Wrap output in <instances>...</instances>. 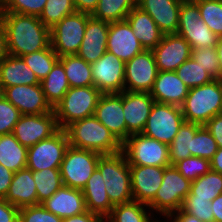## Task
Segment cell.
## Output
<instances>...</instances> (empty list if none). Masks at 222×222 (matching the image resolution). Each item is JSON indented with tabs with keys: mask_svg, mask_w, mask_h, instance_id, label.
<instances>
[{
	"mask_svg": "<svg viewBox=\"0 0 222 222\" xmlns=\"http://www.w3.org/2000/svg\"><path fill=\"white\" fill-rule=\"evenodd\" d=\"M6 35L0 22V63L7 57Z\"/></svg>",
	"mask_w": 222,
	"mask_h": 222,
	"instance_id": "obj_57",
	"label": "cell"
},
{
	"mask_svg": "<svg viewBox=\"0 0 222 222\" xmlns=\"http://www.w3.org/2000/svg\"><path fill=\"white\" fill-rule=\"evenodd\" d=\"M167 219L170 222H201L198 218L183 212L181 209L170 215Z\"/></svg>",
	"mask_w": 222,
	"mask_h": 222,
	"instance_id": "obj_54",
	"label": "cell"
},
{
	"mask_svg": "<svg viewBox=\"0 0 222 222\" xmlns=\"http://www.w3.org/2000/svg\"><path fill=\"white\" fill-rule=\"evenodd\" d=\"M107 39V51L125 63L145 50L127 20L111 22Z\"/></svg>",
	"mask_w": 222,
	"mask_h": 222,
	"instance_id": "obj_21",
	"label": "cell"
},
{
	"mask_svg": "<svg viewBox=\"0 0 222 222\" xmlns=\"http://www.w3.org/2000/svg\"><path fill=\"white\" fill-rule=\"evenodd\" d=\"M184 121L181 107L154 102L142 134L170 145Z\"/></svg>",
	"mask_w": 222,
	"mask_h": 222,
	"instance_id": "obj_10",
	"label": "cell"
},
{
	"mask_svg": "<svg viewBox=\"0 0 222 222\" xmlns=\"http://www.w3.org/2000/svg\"><path fill=\"white\" fill-rule=\"evenodd\" d=\"M99 0H74L76 12L92 14Z\"/></svg>",
	"mask_w": 222,
	"mask_h": 222,
	"instance_id": "obj_53",
	"label": "cell"
},
{
	"mask_svg": "<svg viewBox=\"0 0 222 222\" xmlns=\"http://www.w3.org/2000/svg\"><path fill=\"white\" fill-rule=\"evenodd\" d=\"M186 122L205 125L222 112V80L214 79L201 86L190 88L181 106Z\"/></svg>",
	"mask_w": 222,
	"mask_h": 222,
	"instance_id": "obj_3",
	"label": "cell"
},
{
	"mask_svg": "<svg viewBox=\"0 0 222 222\" xmlns=\"http://www.w3.org/2000/svg\"><path fill=\"white\" fill-rule=\"evenodd\" d=\"M154 102V98L148 92L123 91L126 139L130 135L143 132Z\"/></svg>",
	"mask_w": 222,
	"mask_h": 222,
	"instance_id": "obj_18",
	"label": "cell"
},
{
	"mask_svg": "<svg viewBox=\"0 0 222 222\" xmlns=\"http://www.w3.org/2000/svg\"><path fill=\"white\" fill-rule=\"evenodd\" d=\"M154 220V214L148 205L131 201L115 205L112 208L111 214L105 219V222H153Z\"/></svg>",
	"mask_w": 222,
	"mask_h": 222,
	"instance_id": "obj_34",
	"label": "cell"
},
{
	"mask_svg": "<svg viewBox=\"0 0 222 222\" xmlns=\"http://www.w3.org/2000/svg\"><path fill=\"white\" fill-rule=\"evenodd\" d=\"M211 208L213 210L214 222H222V194H219L211 201Z\"/></svg>",
	"mask_w": 222,
	"mask_h": 222,
	"instance_id": "obj_55",
	"label": "cell"
},
{
	"mask_svg": "<svg viewBox=\"0 0 222 222\" xmlns=\"http://www.w3.org/2000/svg\"><path fill=\"white\" fill-rule=\"evenodd\" d=\"M35 181L38 204L50 198L53 193L63 186L60 168L32 171Z\"/></svg>",
	"mask_w": 222,
	"mask_h": 222,
	"instance_id": "obj_37",
	"label": "cell"
},
{
	"mask_svg": "<svg viewBox=\"0 0 222 222\" xmlns=\"http://www.w3.org/2000/svg\"><path fill=\"white\" fill-rule=\"evenodd\" d=\"M153 222H166V221H161V220L155 219ZM167 222H170V220L168 221V219H167Z\"/></svg>",
	"mask_w": 222,
	"mask_h": 222,
	"instance_id": "obj_60",
	"label": "cell"
},
{
	"mask_svg": "<svg viewBox=\"0 0 222 222\" xmlns=\"http://www.w3.org/2000/svg\"><path fill=\"white\" fill-rule=\"evenodd\" d=\"M0 222H19V208L0 198Z\"/></svg>",
	"mask_w": 222,
	"mask_h": 222,
	"instance_id": "obj_49",
	"label": "cell"
},
{
	"mask_svg": "<svg viewBox=\"0 0 222 222\" xmlns=\"http://www.w3.org/2000/svg\"><path fill=\"white\" fill-rule=\"evenodd\" d=\"M181 210L198 218L201 222H214L210 201L202 199H184Z\"/></svg>",
	"mask_w": 222,
	"mask_h": 222,
	"instance_id": "obj_47",
	"label": "cell"
},
{
	"mask_svg": "<svg viewBox=\"0 0 222 222\" xmlns=\"http://www.w3.org/2000/svg\"><path fill=\"white\" fill-rule=\"evenodd\" d=\"M90 16L87 13L75 12L50 29L51 46L59 57L77 54Z\"/></svg>",
	"mask_w": 222,
	"mask_h": 222,
	"instance_id": "obj_9",
	"label": "cell"
},
{
	"mask_svg": "<svg viewBox=\"0 0 222 222\" xmlns=\"http://www.w3.org/2000/svg\"><path fill=\"white\" fill-rule=\"evenodd\" d=\"M158 69L152 50H144L125 63L124 91L150 92Z\"/></svg>",
	"mask_w": 222,
	"mask_h": 222,
	"instance_id": "obj_14",
	"label": "cell"
},
{
	"mask_svg": "<svg viewBox=\"0 0 222 222\" xmlns=\"http://www.w3.org/2000/svg\"><path fill=\"white\" fill-rule=\"evenodd\" d=\"M28 148L21 145L15 136L0 135V164L14 173L26 168Z\"/></svg>",
	"mask_w": 222,
	"mask_h": 222,
	"instance_id": "obj_30",
	"label": "cell"
},
{
	"mask_svg": "<svg viewBox=\"0 0 222 222\" xmlns=\"http://www.w3.org/2000/svg\"><path fill=\"white\" fill-rule=\"evenodd\" d=\"M13 175V171L0 164V198L6 197L12 182Z\"/></svg>",
	"mask_w": 222,
	"mask_h": 222,
	"instance_id": "obj_51",
	"label": "cell"
},
{
	"mask_svg": "<svg viewBox=\"0 0 222 222\" xmlns=\"http://www.w3.org/2000/svg\"><path fill=\"white\" fill-rule=\"evenodd\" d=\"M47 0H3L0 12H12L40 17Z\"/></svg>",
	"mask_w": 222,
	"mask_h": 222,
	"instance_id": "obj_44",
	"label": "cell"
},
{
	"mask_svg": "<svg viewBox=\"0 0 222 222\" xmlns=\"http://www.w3.org/2000/svg\"><path fill=\"white\" fill-rule=\"evenodd\" d=\"M70 87H86L93 85L91 64L77 55L59 57Z\"/></svg>",
	"mask_w": 222,
	"mask_h": 222,
	"instance_id": "obj_32",
	"label": "cell"
},
{
	"mask_svg": "<svg viewBox=\"0 0 222 222\" xmlns=\"http://www.w3.org/2000/svg\"><path fill=\"white\" fill-rule=\"evenodd\" d=\"M47 101L54 108L70 89L64 67L58 60L48 75L40 81Z\"/></svg>",
	"mask_w": 222,
	"mask_h": 222,
	"instance_id": "obj_31",
	"label": "cell"
},
{
	"mask_svg": "<svg viewBox=\"0 0 222 222\" xmlns=\"http://www.w3.org/2000/svg\"><path fill=\"white\" fill-rule=\"evenodd\" d=\"M122 152L124 153L128 165L139 166H170L169 145L159 142L145 135H130L122 143Z\"/></svg>",
	"mask_w": 222,
	"mask_h": 222,
	"instance_id": "obj_7",
	"label": "cell"
},
{
	"mask_svg": "<svg viewBox=\"0 0 222 222\" xmlns=\"http://www.w3.org/2000/svg\"><path fill=\"white\" fill-rule=\"evenodd\" d=\"M62 222H105V219L87 210L82 214L65 218Z\"/></svg>",
	"mask_w": 222,
	"mask_h": 222,
	"instance_id": "obj_52",
	"label": "cell"
},
{
	"mask_svg": "<svg viewBox=\"0 0 222 222\" xmlns=\"http://www.w3.org/2000/svg\"><path fill=\"white\" fill-rule=\"evenodd\" d=\"M137 0H99L92 17L109 23L126 20Z\"/></svg>",
	"mask_w": 222,
	"mask_h": 222,
	"instance_id": "obj_36",
	"label": "cell"
},
{
	"mask_svg": "<svg viewBox=\"0 0 222 222\" xmlns=\"http://www.w3.org/2000/svg\"><path fill=\"white\" fill-rule=\"evenodd\" d=\"M196 3L200 18L214 34L222 36V0H200Z\"/></svg>",
	"mask_w": 222,
	"mask_h": 222,
	"instance_id": "obj_41",
	"label": "cell"
},
{
	"mask_svg": "<svg viewBox=\"0 0 222 222\" xmlns=\"http://www.w3.org/2000/svg\"><path fill=\"white\" fill-rule=\"evenodd\" d=\"M75 12L74 0H47L39 19L51 29L64 17Z\"/></svg>",
	"mask_w": 222,
	"mask_h": 222,
	"instance_id": "obj_39",
	"label": "cell"
},
{
	"mask_svg": "<svg viewBox=\"0 0 222 222\" xmlns=\"http://www.w3.org/2000/svg\"><path fill=\"white\" fill-rule=\"evenodd\" d=\"M180 0H137V7L148 13L163 34H176Z\"/></svg>",
	"mask_w": 222,
	"mask_h": 222,
	"instance_id": "obj_23",
	"label": "cell"
},
{
	"mask_svg": "<svg viewBox=\"0 0 222 222\" xmlns=\"http://www.w3.org/2000/svg\"><path fill=\"white\" fill-rule=\"evenodd\" d=\"M105 188L100 170L96 168L82 190L86 209L104 219L111 214L112 208L114 207L110 202Z\"/></svg>",
	"mask_w": 222,
	"mask_h": 222,
	"instance_id": "obj_28",
	"label": "cell"
},
{
	"mask_svg": "<svg viewBox=\"0 0 222 222\" xmlns=\"http://www.w3.org/2000/svg\"><path fill=\"white\" fill-rule=\"evenodd\" d=\"M152 52L158 71H175L191 58L192 48L183 37L177 34H164Z\"/></svg>",
	"mask_w": 222,
	"mask_h": 222,
	"instance_id": "obj_17",
	"label": "cell"
},
{
	"mask_svg": "<svg viewBox=\"0 0 222 222\" xmlns=\"http://www.w3.org/2000/svg\"><path fill=\"white\" fill-rule=\"evenodd\" d=\"M178 77L190 89L211 82L214 78L192 58L183 62L176 70Z\"/></svg>",
	"mask_w": 222,
	"mask_h": 222,
	"instance_id": "obj_40",
	"label": "cell"
},
{
	"mask_svg": "<svg viewBox=\"0 0 222 222\" xmlns=\"http://www.w3.org/2000/svg\"><path fill=\"white\" fill-rule=\"evenodd\" d=\"M191 58L214 78L219 79V59L216 47L192 49Z\"/></svg>",
	"mask_w": 222,
	"mask_h": 222,
	"instance_id": "obj_45",
	"label": "cell"
},
{
	"mask_svg": "<svg viewBox=\"0 0 222 222\" xmlns=\"http://www.w3.org/2000/svg\"><path fill=\"white\" fill-rule=\"evenodd\" d=\"M21 115L20 111L0 93V135L12 133Z\"/></svg>",
	"mask_w": 222,
	"mask_h": 222,
	"instance_id": "obj_46",
	"label": "cell"
},
{
	"mask_svg": "<svg viewBox=\"0 0 222 222\" xmlns=\"http://www.w3.org/2000/svg\"><path fill=\"white\" fill-rule=\"evenodd\" d=\"M206 129L215 139L218 148L222 147V114L215 115L205 125Z\"/></svg>",
	"mask_w": 222,
	"mask_h": 222,
	"instance_id": "obj_50",
	"label": "cell"
},
{
	"mask_svg": "<svg viewBox=\"0 0 222 222\" xmlns=\"http://www.w3.org/2000/svg\"><path fill=\"white\" fill-rule=\"evenodd\" d=\"M70 146L101 155L122 151V144L94 115L69 124L65 129Z\"/></svg>",
	"mask_w": 222,
	"mask_h": 222,
	"instance_id": "obj_2",
	"label": "cell"
},
{
	"mask_svg": "<svg viewBox=\"0 0 222 222\" xmlns=\"http://www.w3.org/2000/svg\"><path fill=\"white\" fill-rule=\"evenodd\" d=\"M218 146L211 133L202 125L192 138L191 156L211 159L217 152Z\"/></svg>",
	"mask_w": 222,
	"mask_h": 222,
	"instance_id": "obj_42",
	"label": "cell"
},
{
	"mask_svg": "<svg viewBox=\"0 0 222 222\" xmlns=\"http://www.w3.org/2000/svg\"><path fill=\"white\" fill-rule=\"evenodd\" d=\"M201 126L202 125L197 123L183 122L172 143L169 145V159L171 165L191 157L192 138Z\"/></svg>",
	"mask_w": 222,
	"mask_h": 222,
	"instance_id": "obj_35",
	"label": "cell"
},
{
	"mask_svg": "<svg viewBox=\"0 0 222 222\" xmlns=\"http://www.w3.org/2000/svg\"><path fill=\"white\" fill-rule=\"evenodd\" d=\"M219 194H222V174L210 169L191 182L190 192L185 199H202L211 202Z\"/></svg>",
	"mask_w": 222,
	"mask_h": 222,
	"instance_id": "obj_33",
	"label": "cell"
},
{
	"mask_svg": "<svg viewBox=\"0 0 222 222\" xmlns=\"http://www.w3.org/2000/svg\"><path fill=\"white\" fill-rule=\"evenodd\" d=\"M93 86L102 94L121 93L125 84V62L106 51L91 64Z\"/></svg>",
	"mask_w": 222,
	"mask_h": 222,
	"instance_id": "obj_13",
	"label": "cell"
},
{
	"mask_svg": "<svg viewBox=\"0 0 222 222\" xmlns=\"http://www.w3.org/2000/svg\"><path fill=\"white\" fill-rule=\"evenodd\" d=\"M110 23L90 16L84 32V37L77 56L87 63L96 62L107 51V38Z\"/></svg>",
	"mask_w": 222,
	"mask_h": 222,
	"instance_id": "obj_22",
	"label": "cell"
},
{
	"mask_svg": "<svg viewBox=\"0 0 222 222\" xmlns=\"http://www.w3.org/2000/svg\"><path fill=\"white\" fill-rule=\"evenodd\" d=\"M102 93L93 85L70 87L63 98L53 108L59 129L69 124L93 116Z\"/></svg>",
	"mask_w": 222,
	"mask_h": 222,
	"instance_id": "obj_5",
	"label": "cell"
},
{
	"mask_svg": "<svg viewBox=\"0 0 222 222\" xmlns=\"http://www.w3.org/2000/svg\"><path fill=\"white\" fill-rule=\"evenodd\" d=\"M97 168L110 202L115 206L133 201L130 168L124 153L101 155Z\"/></svg>",
	"mask_w": 222,
	"mask_h": 222,
	"instance_id": "obj_4",
	"label": "cell"
},
{
	"mask_svg": "<svg viewBox=\"0 0 222 222\" xmlns=\"http://www.w3.org/2000/svg\"><path fill=\"white\" fill-rule=\"evenodd\" d=\"M0 22L9 55L21 57L46 49L51 44L50 29L37 16L0 12Z\"/></svg>",
	"mask_w": 222,
	"mask_h": 222,
	"instance_id": "obj_1",
	"label": "cell"
},
{
	"mask_svg": "<svg viewBox=\"0 0 222 222\" xmlns=\"http://www.w3.org/2000/svg\"><path fill=\"white\" fill-rule=\"evenodd\" d=\"M28 67L35 73L39 81L43 80L52 70L59 56L52 49L51 44L43 50L21 56Z\"/></svg>",
	"mask_w": 222,
	"mask_h": 222,
	"instance_id": "obj_38",
	"label": "cell"
},
{
	"mask_svg": "<svg viewBox=\"0 0 222 222\" xmlns=\"http://www.w3.org/2000/svg\"><path fill=\"white\" fill-rule=\"evenodd\" d=\"M191 182L175 167H165L163 180L155 198L148 204L152 212L160 214L166 219L181 209L182 204L190 192Z\"/></svg>",
	"mask_w": 222,
	"mask_h": 222,
	"instance_id": "obj_6",
	"label": "cell"
},
{
	"mask_svg": "<svg viewBox=\"0 0 222 222\" xmlns=\"http://www.w3.org/2000/svg\"><path fill=\"white\" fill-rule=\"evenodd\" d=\"M101 154L69 145L60 166L64 186L83 190L96 170Z\"/></svg>",
	"mask_w": 222,
	"mask_h": 222,
	"instance_id": "obj_8",
	"label": "cell"
},
{
	"mask_svg": "<svg viewBox=\"0 0 222 222\" xmlns=\"http://www.w3.org/2000/svg\"><path fill=\"white\" fill-rule=\"evenodd\" d=\"M189 88L175 71H158L150 95L155 102L181 107L188 95Z\"/></svg>",
	"mask_w": 222,
	"mask_h": 222,
	"instance_id": "obj_25",
	"label": "cell"
},
{
	"mask_svg": "<svg viewBox=\"0 0 222 222\" xmlns=\"http://www.w3.org/2000/svg\"><path fill=\"white\" fill-rule=\"evenodd\" d=\"M181 2H192V3H196L200 0H180Z\"/></svg>",
	"mask_w": 222,
	"mask_h": 222,
	"instance_id": "obj_59",
	"label": "cell"
},
{
	"mask_svg": "<svg viewBox=\"0 0 222 222\" xmlns=\"http://www.w3.org/2000/svg\"><path fill=\"white\" fill-rule=\"evenodd\" d=\"M4 199L17 208L38 205L36 185L31 169L26 167L14 173Z\"/></svg>",
	"mask_w": 222,
	"mask_h": 222,
	"instance_id": "obj_26",
	"label": "cell"
},
{
	"mask_svg": "<svg viewBox=\"0 0 222 222\" xmlns=\"http://www.w3.org/2000/svg\"><path fill=\"white\" fill-rule=\"evenodd\" d=\"M211 170L222 174V147L218 148L217 152L210 159Z\"/></svg>",
	"mask_w": 222,
	"mask_h": 222,
	"instance_id": "obj_56",
	"label": "cell"
},
{
	"mask_svg": "<svg viewBox=\"0 0 222 222\" xmlns=\"http://www.w3.org/2000/svg\"><path fill=\"white\" fill-rule=\"evenodd\" d=\"M133 201L148 205L161 186L165 167L129 165Z\"/></svg>",
	"mask_w": 222,
	"mask_h": 222,
	"instance_id": "obj_20",
	"label": "cell"
},
{
	"mask_svg": "<svg viewBox=\"0 0 222 222\" xmlns=\"http://www.w3.org/2000/svg\"><path fill=\"white\" fill-rule=\"evenodd\" d=\"M94 116L109 129L121 144L126 140L123 91L121 93L102 94Z\"/></svg>",
	"mask_w": 222,
	"mask_h": 222,
	"instance_id": "obj_19",
	"label": "cell"
},
{
	"mask_svg": "<svg viewBox=\"0 0 222 222\" xmlns=\"http://www.w3.org/2000/svg\"><path fill=\"white\" fill-rule=\"evenodd\" d=\"M41 205L61 219L76 216L87 211L83 191L62 186Z\"/></svg>",
	"mask_w": 222,
	"mask_h": 222,
	"instance_id": "obj_24",
	"label": "cell"
},
{
	"mask_svg": "<svg viewBox=\"0 0 222 222\" xmlns=\"http://www.w3.org/2000/svg\"><path fill=\"white\" fill-rule=\"evenodd\" d=\"M35 84L40 81L22 57L8 54L0 63V92L6 87Z\"/></svg>",
	"mask_w": 222,
	"mask_h": 222,
	"instance_id": "obj_27",
	"label": "cell"
},
{
	"mask_svg": "<svg viewBox=\"0 0 222 222\" xmlns=\"http://www.w3.org/2000/svg\"><path fill=\"white\" fill-rule=\"evenodd\" d=\"M1 94L13 104L22 115H41L54 112L47 101L41 84L15 85L6 87Z\"/></svg>",
	"mask_w": 222,
	"mask_h": 222,
	"instance_id": "obj_16",
	"label": "cell"
},
{
	"mask_svg": "<svg viewBox=\"0 0 222 222\" xmlns=\"http://www.w3.org/2000/svg\"><path fill=\"white\" fill-rule=\"evenodd\" d=\"M58 130L54 112H48L41 115H21L12 134L21 145L29 148L50 138Z\"/></svg>",
	"mask_w": 222,
	"mask_h": 222,
	"instance_id": "obj_15",
	"label": "cell"
},
{
	"mask_svg": "<svg viewBox=\"0 0 222 222\" xmlns=\"http://www.w3.org/2000/svg\"><path fill=\"white\" fill-rule=\"evenodd\" d=\"M177 35L183 37L192 49L216 47L218 36L200 18L197 3L182 2L179 11Z\"/></svg>",
	"mask_w": 222,
	"mask_h": 222,
	"instance_id": "obj_11",
	"label": "cell"
},
{
	"mask_svg": "<svg viewBox=\"0 0 222 222\" xmlns=\"http://www.w3.org/2000/svg\"><path fill=\"white\" fill-rule=\"evenodd\" d=\"M63 219L46 210L41 204L19 208V222H62Z\"/></svg>",
	"mask_w": 222,
	"mask_h": 222,
	"instance_id": "obj_48",
	"label": "cell"
},
{
	"mask_svg": "<svg viewBox=\"0 0 222 222\" xmlns=\"http://www.w3.org/2000/svg\"><path fill=\"white\" fill-rule=\"evenodd\" d=\"M126 20L145 50L154 49L164 35L150 15L137 6L127 15Z\"/></svg>",
	"mask_w": 222,
	"mask_h": 222,
	"instance_id": "obj_29",
	"label": "cell"
},
{
	"mask_svg": "<svg viewBox=\"0 0 222 222\" xmlns=\"http://www.w3.org/2000/svg\"><path fill=\"white\" fill-rule=\"evenodd\" d=\"M174 167L190 182L195 181L211 169L209 159L196 156L180 160L174 164Z\"/></svg>",
	"mask_w": 222,
	"mask_h": 222,
	"instance_id": "obj_43",
	"label": "cell"
},
{
	"mask_svg": "<svg viewBox=\"0 0 222 222\" xmlns=\"http://www.w3.org/2000/svg\"><path fill=\"white\" fill-rule=\"evenodd\" d=\"M216 48L218 53L219 69H220L219 79L222 80V36L218 38V43Z\"/></svg>",
	"mask_w": 222,
	"mask_h": 222,
	"instance_id": "obj_58",
	"label": "cell"
},
{
	"mask_svg": "<svg viewBox=\"0 0 222 222\" xmlns=\"http://www.w3.org/2000/svg\"><path fill=\"white\" fill-rule=\"evenodd\" d=\"M69 145L65 130L59 129L50 138L28 148L26 167L32 171L60 168Z\"/></svg>",
	"mask_w": 222,
	"mask_h": 222,
	"instance_id": "obj_12",
	"label": "cell"
}]
</instances>
